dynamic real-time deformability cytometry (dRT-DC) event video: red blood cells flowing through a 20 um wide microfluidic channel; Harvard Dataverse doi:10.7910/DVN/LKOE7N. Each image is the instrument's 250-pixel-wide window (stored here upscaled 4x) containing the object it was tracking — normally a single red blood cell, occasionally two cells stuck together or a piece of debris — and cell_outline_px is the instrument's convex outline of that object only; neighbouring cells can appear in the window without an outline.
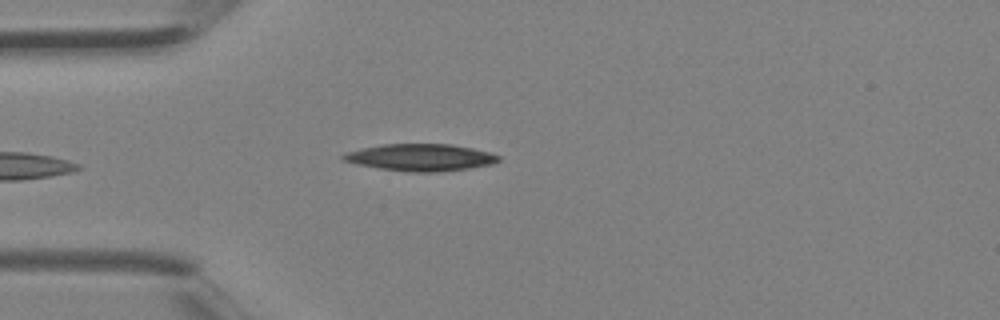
{"species": "Egyptian fruit bat (a non-hibernating species)", "species_latin": "Rousettus aegyptiacus", "temperature_condition": "room temperature", "stored_images_in_passage": 3, "camera_frame_rate_fps": 3000, "um_per_image_px": 0.085, "animal": {"sex": "female"}, "frame": {"image": 1, "passage_image": 3, "time_ms": 0.667, "image_size_px": [1000, 320], "cell_outline_px": [[500, 160], [492, 164], [468, 168], [436, 172], [408, 172], [380, 168], [356, 164], [340, 160], [340, 156], [344, 152], [384, 144], [452, 144], [472, 148], [488, 152], [500, 156]], "centroid_in_image_um": [35.71, 13.38], "position_along_channel_um": 49.3, "area_um2": 24.39}}